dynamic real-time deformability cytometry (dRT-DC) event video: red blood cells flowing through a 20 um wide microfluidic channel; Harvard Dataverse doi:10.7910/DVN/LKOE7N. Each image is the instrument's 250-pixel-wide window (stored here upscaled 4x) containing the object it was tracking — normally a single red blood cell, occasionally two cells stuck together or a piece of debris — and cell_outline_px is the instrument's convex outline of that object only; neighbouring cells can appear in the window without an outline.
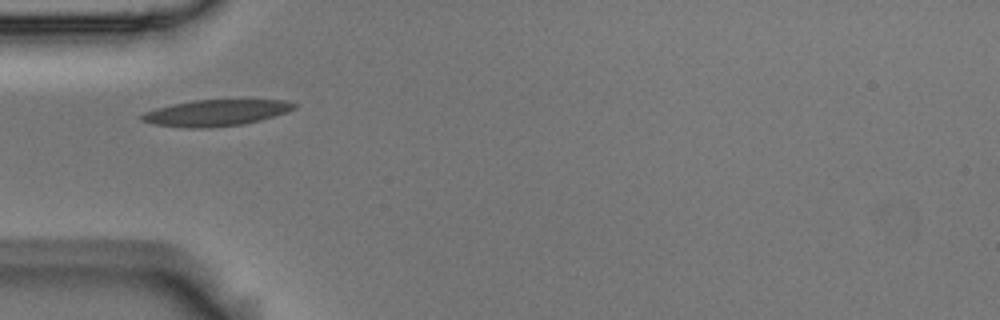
{"species": "Egyptian fruit bat (a non-hibernating species)", "species_latin": "Rousettus aegyptiacus", "temperature_condition": "room temperature", "stored_images_in_passage": 2, "camera_frame_rate_fps": 3000, "um_per_image_px": 0.085, "animal": {"sex": "male"}, "frame": {"image": 1, "passage_image": 1, "time_ms": 0.0, "image_size_px": [1000, 320], "cell_outline_px": [[300, 104], [296, 108], [288, 112], [260, 120], [240, 124], [208, 128], [188, 128], [152, 124], [140, 120], [140, 116], [144, 112], [156, 108], [172, 104], [192, 100], [288, 100]], "centroid_in_image_um": [18.37, 9.58], "position_along_channel_um": 66.6, "area_um2": 23.47}}
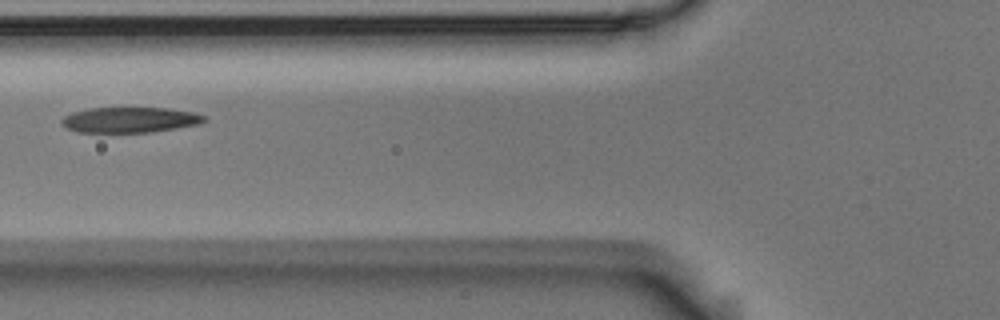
{"frame": {"image": 2, "passage_image": 2, "time_ms": 0.333, "image_size_px": [1000, 320], "cell_outline_px": [[208, 120], [200, 124], [152, 132], [76, 132], [68, 128], [60, 120], [64, 116], [72, 112], [88, 108], [168, 108], [192, 112], [204, 116]], "centroid_in_image_um": [11.05, 10.18], "position_along_channel_um": 114.8, "area_um2": 21.1}}